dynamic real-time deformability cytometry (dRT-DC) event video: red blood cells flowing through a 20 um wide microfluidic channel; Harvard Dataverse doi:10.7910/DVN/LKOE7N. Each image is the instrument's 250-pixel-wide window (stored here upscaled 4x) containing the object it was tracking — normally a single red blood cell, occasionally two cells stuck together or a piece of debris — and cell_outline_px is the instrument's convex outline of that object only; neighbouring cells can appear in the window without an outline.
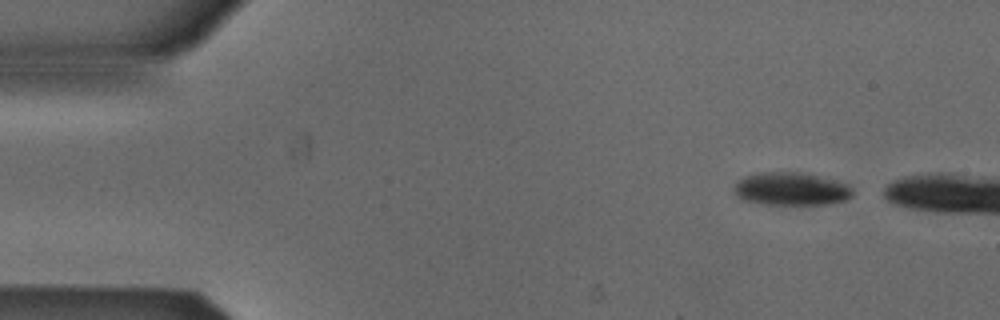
{"species": "Egyptian fruit bat (a non-hibernating species)", "species_latin": "Rousettus aegyptiacus", "temperature_condition": "cold", "stored_images_in_passage": 3, "camera_frame_rate_fps": 3000, "um_per_image_px": 0.085, "animal": {"sex": "male"}, "frame": {"image": 1, "passage_image": 1, "time_ms": 0.0, "image_size_px": [1000, 320], "cell_outline_px": [[852, 196], [844, 200], [828, 204], [760, 204], [740, 200], [732, 192], [732, 188], [736, 180], [744, 176], [760, 172], [800, 172], [820, 176], [836, 180], [848, 184], [852, 188]], "centroid_in_image_um": [67.17, 16.05], "position_along_channel_um": 17.8, "area_um2": 23.24}}